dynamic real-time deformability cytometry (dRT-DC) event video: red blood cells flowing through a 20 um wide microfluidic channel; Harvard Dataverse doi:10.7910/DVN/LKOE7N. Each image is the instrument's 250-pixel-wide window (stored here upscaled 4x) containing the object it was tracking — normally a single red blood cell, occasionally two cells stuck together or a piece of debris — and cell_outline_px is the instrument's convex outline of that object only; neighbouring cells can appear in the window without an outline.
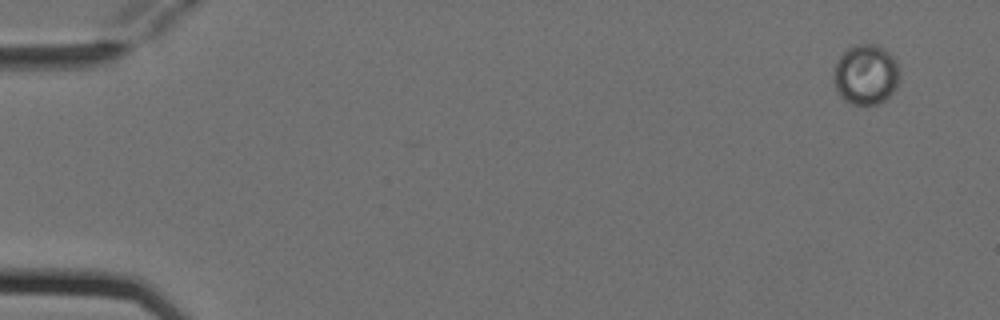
{"species": "Egyptian fruit bat (a non-hibernating species)", "species_latin": "Rousettus aegyptiacus", "temperature_condition": "cold", "stored_images_in_passage": 3, "camera_frame_rate_fps": 3000, "um_per_image_px": 0.085, "animal": {"sex": "female"}, "frame": {"image": 1, "passage_image": 1, "time_ms": 0.0, "image_size_px": [1000, 320], "cell_outline_px": [[900, 80], [896, 88], [884, 100], [876, 104], [852, 104], [844, 100], [836, 92], [836, 64], [840, 56], [848, 48], [856, 44], [876, 44], [884, 48], [896, 60]], "centroid_in_image_um": [73.63, 6.33], "position_along_channel_um": 11.4, "area_um2": 22.83}}
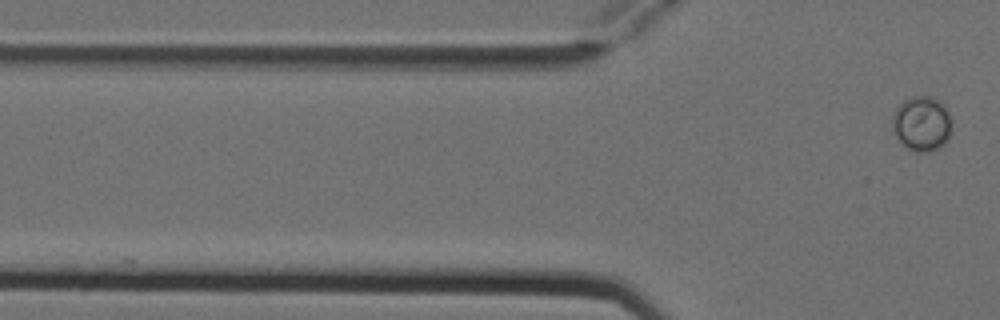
{"frame": {"image": 2, "passage_image": 3, "time_ms": 0.667, "image_size_px": [1000, 320], "cell_outline_px": [[952, 132], [948, 140], [940, 148], [932, 152], [916, 152], [904, 148], [896, 140], [892, 120], [892, 116], [896, 108], [904, 100], [912, 96], [928, 96], [936, 100], [948, 112], [952, 120]], "centroid_in_image_um": [78.35, 10.57], "position_along_channel_um": 47.5, "area_um2": 19.36}}